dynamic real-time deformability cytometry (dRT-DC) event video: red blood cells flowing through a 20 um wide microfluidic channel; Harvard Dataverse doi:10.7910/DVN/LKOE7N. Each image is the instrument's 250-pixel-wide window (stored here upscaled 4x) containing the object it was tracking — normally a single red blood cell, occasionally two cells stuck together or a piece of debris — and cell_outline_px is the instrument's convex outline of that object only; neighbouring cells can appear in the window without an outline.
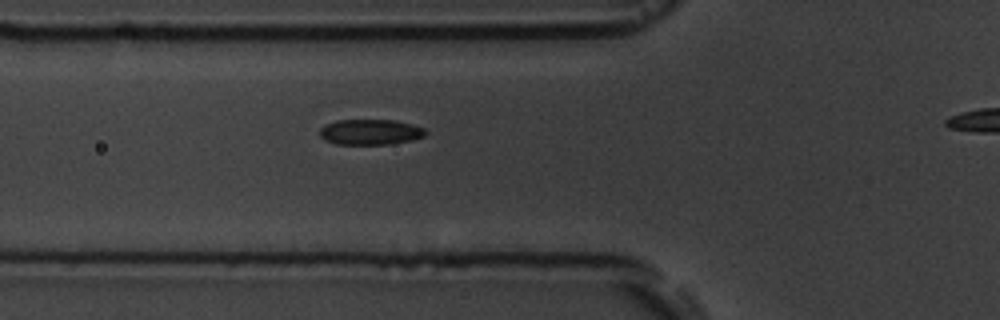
{"species": "common noctule bat (a hibernating species)", "species_latin": "Nyctalus noctula", "temperature_condition": "room temperature", "stored_images_in_passage": 5, "segment_of_instrument_passage": [1, 2], "camera_frame_rate_fps": 3000, "um_per_image_px": 0.085, "animal": {"sex": "male", "body_mass_g": 19.5, "forearm_length_mm": 54.6}, "frame": {"image": 1, "passage_image": 4, "time_ms": 3.333, "image_size_px": [1000, 320], "cell_outline_px": [[428, 132], [424, 136], [412, 140], [388, 144], [336, 144], [324, 140], [320, 136], [320, 128], [324, 124], [336, 120], [396, 120], [412, 124], [424, 128]], "centroid_in_image_um": [31.47, 11.21], "position_along_channel_um": 94.3, "area_um2": 15.84}}